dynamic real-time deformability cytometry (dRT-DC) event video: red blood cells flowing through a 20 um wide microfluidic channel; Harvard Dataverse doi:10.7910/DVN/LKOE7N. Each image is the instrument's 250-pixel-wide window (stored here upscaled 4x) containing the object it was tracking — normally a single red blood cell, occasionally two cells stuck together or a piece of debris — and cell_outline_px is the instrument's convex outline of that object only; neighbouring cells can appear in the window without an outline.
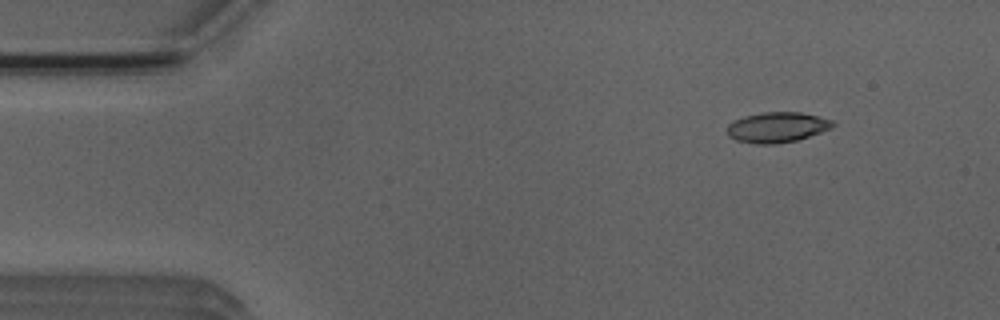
{"species": "Egyptian fruit bat (a non-hibernating species)", "species_latin": "Rousettus aegyptiacus", "temperature_condition": "room temperature", "stored_images_in_passage": 15, "camera_frame_rate_fps": 3000, "um_per_image_px": 0.085, "animal": {"sex": "male"}, "frame": {"image": 1, "passage_image": 5, "time_ms": 1.333, "image_size_px": [1000, 320], "cell_outline_px": [[836, 124], [832, 128], [796, 140], [776, 144], [756, 144], [736, 140], [728, 136], [728, 124], [732, 120], [744, 116], [764, 112], [800, 112], [820, 116], [832, 120]], "centroid_in_image_um": [66.05, 10.81], "position_along_channel_um": 19.0, "area_um2": 18.73}}
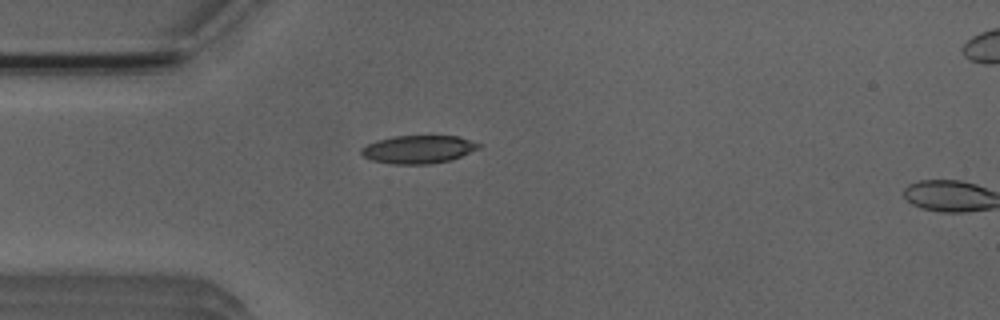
{"frame": {"image": 2, "passage_image": 13, "time_ms": 4.0, "image_size_px": [1000, 320], "cell_outline_px": [[484, 144], [452, 160], [428, 164], [392, 164], [372, 160], [364, 156], [360, 152], [360, 148], [376, 140], [392, 136], [456, 136]], "centroid_in_image_um": [35.52, 12.69], "position_along_channel_um": 49.5, "area_um2": 19.07}}